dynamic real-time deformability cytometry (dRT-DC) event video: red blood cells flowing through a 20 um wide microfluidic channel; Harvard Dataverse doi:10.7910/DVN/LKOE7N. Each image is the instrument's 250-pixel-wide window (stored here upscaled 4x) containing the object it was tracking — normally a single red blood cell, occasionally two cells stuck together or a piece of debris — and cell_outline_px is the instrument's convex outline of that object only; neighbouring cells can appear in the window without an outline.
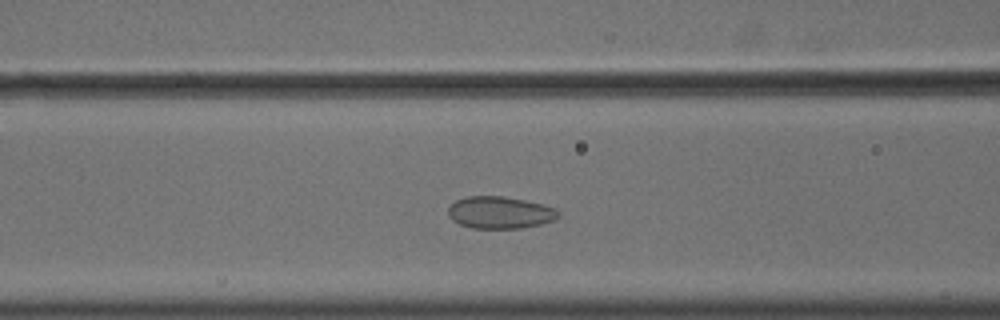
{"species": "common noctule bat (a hibernating species)", "species_latin": "Nyctalus noctula", "temperature_condition": "cold", "stored_images_in_passage": 51, "camera_frame_rate_fps": 3000, "um_per_image_px": 0.085, "animal": {"sex": "male", "body_mass_g": 18.8}, "frame": {"image": 1, "passage_image": 18, "time_ms": 5.667, "image_size_px": [1000, 320], "cell_outline_px": [[560, 216], [556, 220], [540, 224], [520, 228], [472, 228], [460, 224], [452, 220], [448, 216], [448, 208], [456, 200], [464, 196], [504, 196], [544, 204], [556, 208], [560, 212]], "centroid_in_image_um": [42.52, 18.06], "position_along_channel_um": 124.1, "area_um2": 20.81}}
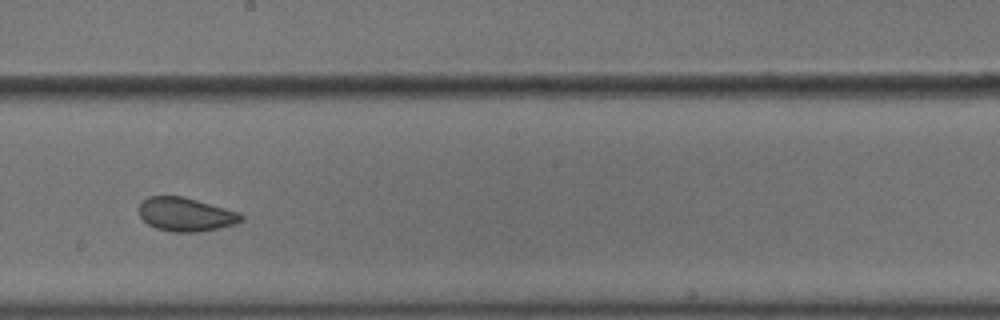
{"frame": {"image": 2, "passage_image": 27, "time_ms": 8.667, "image_size_px": [1000, 320], "cell_outline_px": [[244, 220], [236, 224], [200, 232], [172, 232], [156, 228], [148, 224], [140, 216], [140, 204], [148, 196], [180, 196], [196, 200], [240, 212], [244, 216]], "centroid_in_image_um": [15.82, 18.24], "position_along_channel_um": 232.4, "area_um2": 20.0}}
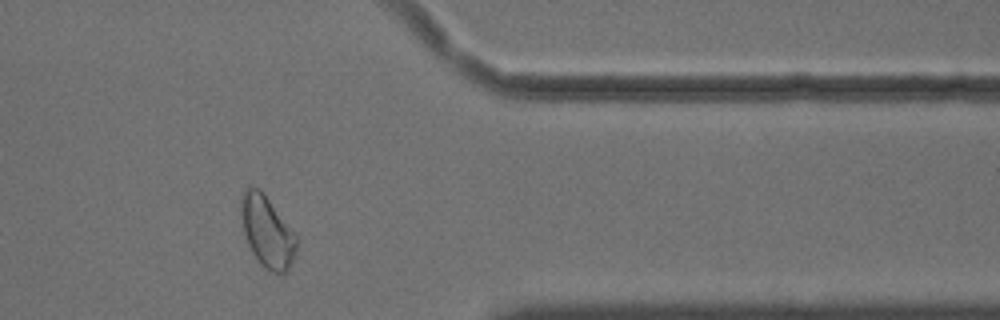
{"frame": {"image": 3, "passage_image": 41, "time_ms": 13.333, "image_size_px": [1000, 320], "cell_outline_px": [[300, 240], [288, 272], [280, 276], [264, 268], [260, 264], [252, 252], [248, 244], [244, 232], [240, 212], [240, 200], [248, 184], [260, 188]], "centroid_in_image_um": [22.72, 19.71], "position_along_channel_um": 388.7, "area_um2": 23.47}}